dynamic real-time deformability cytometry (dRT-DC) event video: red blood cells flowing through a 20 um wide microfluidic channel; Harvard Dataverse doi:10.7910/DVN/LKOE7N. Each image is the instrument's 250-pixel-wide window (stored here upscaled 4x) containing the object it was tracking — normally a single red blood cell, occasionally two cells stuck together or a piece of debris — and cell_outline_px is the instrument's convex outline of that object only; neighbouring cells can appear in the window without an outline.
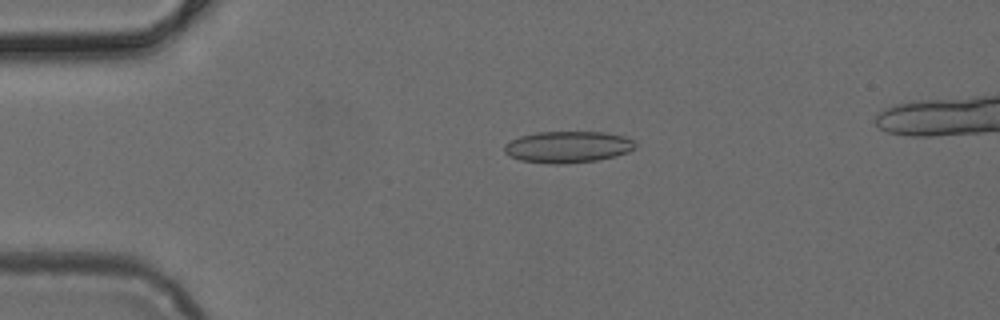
{"species": "common noctule bat (a hibernating species)", "species_latin": "Nyctalus noctula", "temperature_condition": "cold", "stored_images_in_passage": 6, "camera_frame_rate_fps": 3000, "um_per_image_px": 0.085, "animal": {"sex": "female", "body_mass_g": 24.6, "forearm_length_mm": 56.2}, "frame": {"image": 1, "passage_image": 4, "time_ms": 1.0, "image_size_px": [1000, 320], "cell_outline_px": [[636, 148], [628, 152], [616, 156], [596, 160], [560, 164], [548, 164], [520, 160], [508, 156], [504, 152], [504, 144], [520, 136], [536, 132], [604, 132], [624, 136], [632, 140], [636, 144]], "centroid_in_image_um": [48.25, 12.49], "position_along_channel_um": 36.8, "area_um2": 24.16}}